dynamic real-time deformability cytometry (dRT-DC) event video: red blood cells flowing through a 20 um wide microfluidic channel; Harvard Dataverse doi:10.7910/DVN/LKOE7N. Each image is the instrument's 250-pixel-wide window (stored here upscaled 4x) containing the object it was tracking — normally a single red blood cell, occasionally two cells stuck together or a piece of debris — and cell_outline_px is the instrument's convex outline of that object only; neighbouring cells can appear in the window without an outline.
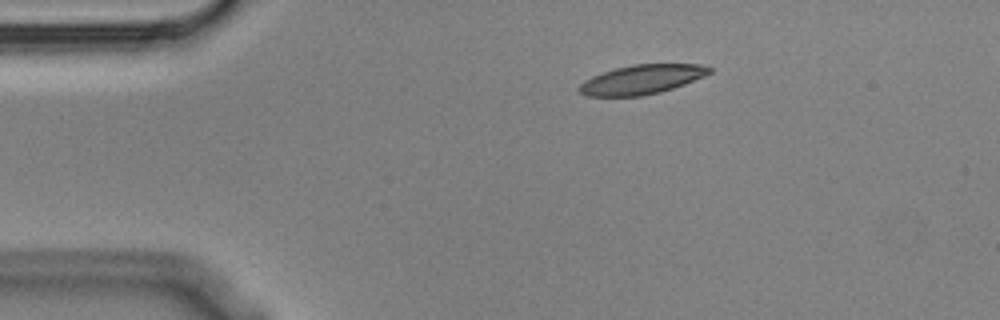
{"species": "Egyptian fruit bat (a non-hibernating species)", "species_latin": "Rousettus aegyptiacus", "temperature_condition": "cold", "stored_images_in_passage": 3, "camera_frame_rate_fps": 3000, "um_per_image_px": 0.085, "animal": {"sex": "male"}, "frame": {"image": 1, "passage_image": 3, "time_ms": 0.667, "image_size_px": [1000, 320], "cell_outline_px": [[712, 72], [704, 76], [684, 84], [660, 92], [640, 96], [588, 96], [580, 92], [576, 88], [584, 80], [592, 76], [616, 68], [632, 64], [700, 64], [712, 68]], "centroid_in_image_um": [54.54, 6.75], "position_along_channel_um": 30.5, "area_um2": 22.14}}